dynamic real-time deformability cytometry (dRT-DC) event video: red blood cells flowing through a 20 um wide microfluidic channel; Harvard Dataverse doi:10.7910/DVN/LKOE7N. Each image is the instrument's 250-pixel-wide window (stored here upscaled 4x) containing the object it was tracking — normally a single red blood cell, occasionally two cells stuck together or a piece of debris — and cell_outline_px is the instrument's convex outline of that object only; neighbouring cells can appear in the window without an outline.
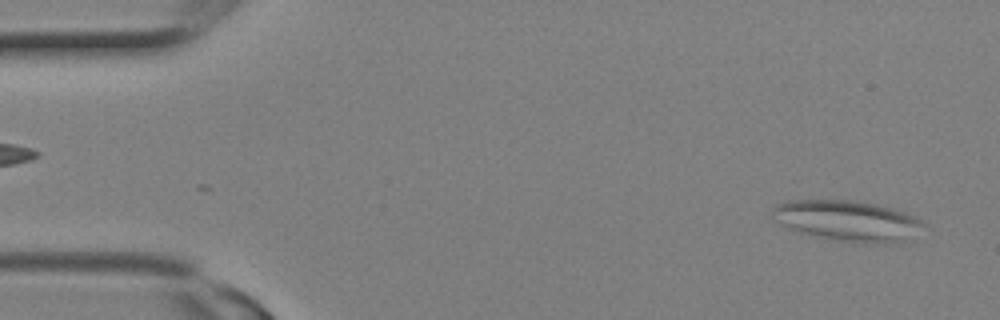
{"species": "Egyptian fruit bat (a non-hibernating species)", "species_latin": "Rousettus aegyptiacus", "temperature_condition": "room temperature", "stored_images_in_passage": 12, "camera_frame_rate_fps": 3000, "um_per_image_px": 0.085, "animal": {"sex": "female"}, "frame": {"image": 1, "passage_image": 1, "time_ms": 0.0, "image_size_px": [1000, 320], "cell_outline_px": [[924, 224], [904, 240], [888, 244], [876, 244], [840, 240], [820, 236], [788, 228], [772, 220], [772, 208], [776, 204], [788, 200], [852, 200], [876, 204], [892, 208], [916, 216]], "centroid_in_image_um": [71.98, 18.74], "position_along_channel_um": 13.0, "area_um2": 35.26}}
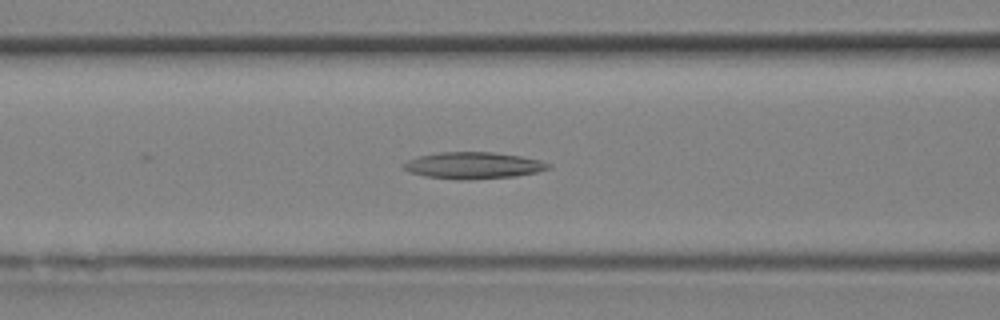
{"frame": {"image": 2, "passage_image": 10, "time_ms": 3.0, "image_size_px": [1000, 320], "cell_outline_px": [[552, 168], [536, 172], [516, 176], [468, 180], [456, 180], [424, 176], [408, 172], [400, 164], [408, 160], [420, 156], [440, 152], [492, 152], [520, 156], [540, 160], [552, 164]], "centroid_in_image_um": [40.22, 14.07], "position_along_channel_um": 126.4, "area_um2": 22.66}}
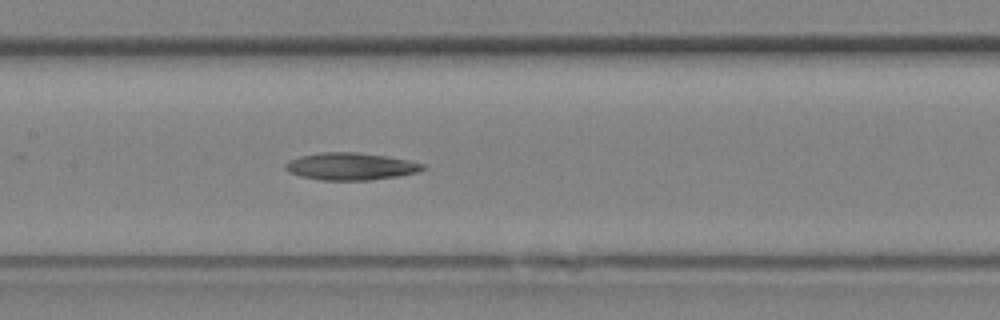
{"frame": {"image": 3, "passage_image": 12, "time_ms": 3.667, "image_size_px": [1000, 320], "cell_outline_px": [[424, 168], [416, 172], [396, 176], [368, 180], [320, 180], [300, 176], [288, 172], [284, 168], [284, 164], [300, 156], [320, 152], [356, 152], [388, 156], [408, 160], [424, 164]], "centroid_in_image_um": [29.77, 14.14], "position_along_channel_um": 177.6, "area_um2": 21.68}}